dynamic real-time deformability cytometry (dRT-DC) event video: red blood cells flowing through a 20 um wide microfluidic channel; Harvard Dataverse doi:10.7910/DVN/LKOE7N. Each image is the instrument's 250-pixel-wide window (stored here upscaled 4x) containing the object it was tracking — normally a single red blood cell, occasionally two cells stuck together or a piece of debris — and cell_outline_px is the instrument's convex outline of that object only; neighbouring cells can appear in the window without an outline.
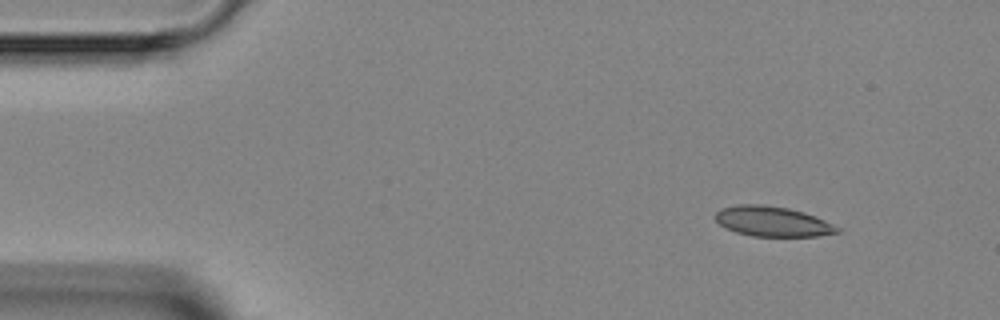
{"species": "Egyptian fruit bat (a non-hibernating species)", "species_latin": "Rousettus aegyptiacus", "temperature_condition": "room temperature", "stored_images_in_passage": 4, "camera_frame_rate_fps": 3000, "um_per_image_px": 0.085, "animal": {"sex": "female"}, "frame": {"image": 1, "passage_image": 1, "time_ms": 0.0, "image_size_px": [1000, 320], "cell_outline_px": [[840, 232], [816, 236], [752, 236], [736, 232], [720, 224], [716, 220], [716, 212], [720, 208], [736, 204], [764, 204], [788, 208], [804, 212], [816, 216], [840, 228]], "centroid_in_image_um": [65.66, 18.81], "position_along_channel_um": 19.3, "area_um2": 21.33}}
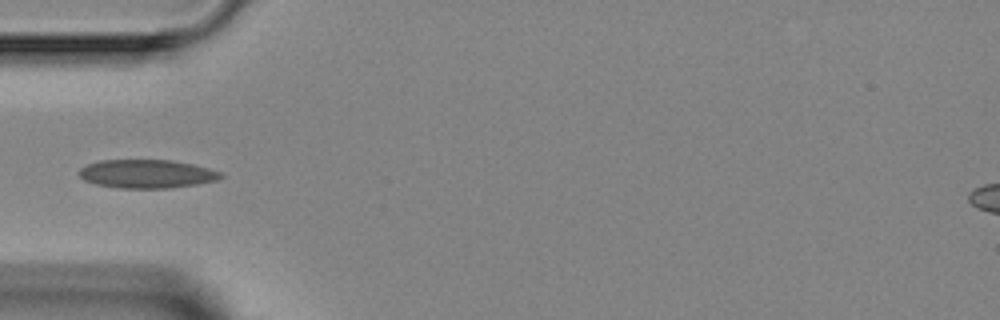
{"frame": {"image": 2, "passage_image": 4, "time_ms": 3.333, "image_size_px": [1000, 320], "cell_outline_px": [[224, 176], [216, 180], [196, 184], [168, 188], [120, 188], [96, 184], [84, 180], [80, 176], [80, 168], [88, 164], [100, 160], [172, 160], [192, 164], [208, 168], [220, 172]], "centroid_in_image_um": [12.47, 14.77], "position_along_channel_um": 72.5, "area_um2": 23.35}}